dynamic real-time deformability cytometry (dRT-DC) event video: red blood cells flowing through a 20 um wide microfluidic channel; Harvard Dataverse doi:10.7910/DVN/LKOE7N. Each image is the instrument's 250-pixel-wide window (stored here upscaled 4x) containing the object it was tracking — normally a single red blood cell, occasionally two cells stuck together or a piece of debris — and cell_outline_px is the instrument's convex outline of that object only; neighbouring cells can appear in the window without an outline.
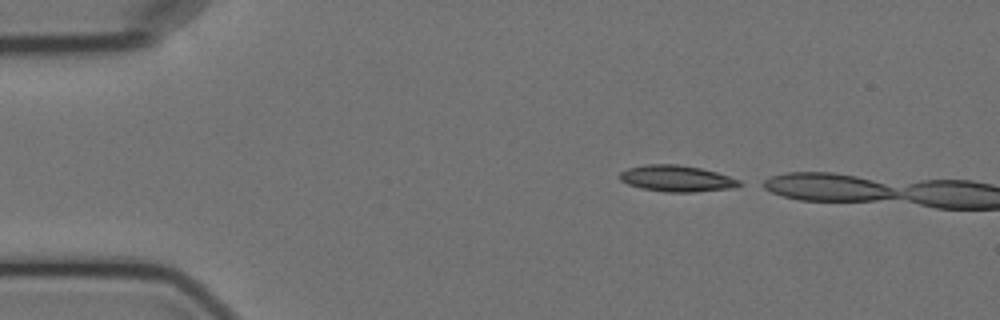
{"species": "Egyptian fruit bat (a non-hibernating species)", "species_latin": "Rousettus aegyptiacus", "temperature_condition": "cold", "stored_images_in_passage": 2, "camera_frame_rate_fps": 3000, "um_per_image_px": 0.085, "animal": {"sex": "female"}, "frame": {"image": 1, "passage_image": 1, "time_ms": 0.0, "image_size_px": [1000, 320], "cell_outline_px": [[744, 184], [736, 188], [692, 192], [664, 192], [644, 188], [628, 184], [620, 180], [620, 172], [628, 168], [644, 164], [676, 164], [700, 168], [716, 172], [740, 180]], "centroid_in_image_um": [57.55, 15.17], "position_along_channel_um": 27.4, "area_um2": 18.32}}